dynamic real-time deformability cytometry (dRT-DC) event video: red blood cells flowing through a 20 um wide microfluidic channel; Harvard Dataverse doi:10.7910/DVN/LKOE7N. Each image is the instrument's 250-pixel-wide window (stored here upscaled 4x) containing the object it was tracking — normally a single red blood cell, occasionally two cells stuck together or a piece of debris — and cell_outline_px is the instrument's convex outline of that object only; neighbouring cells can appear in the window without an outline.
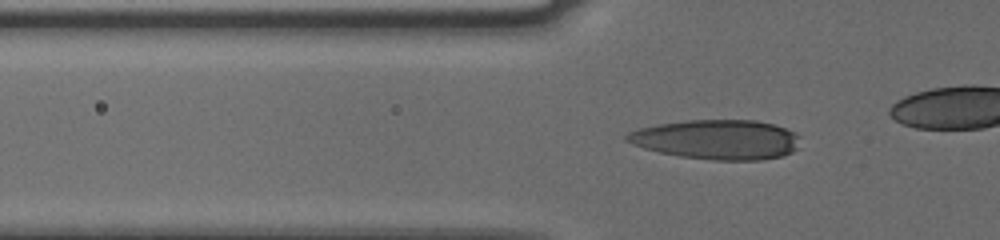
{"species": "human", "species_latin": "Homo sapiens", "temperature_condition": "cold", "stored_images_in_passage": 48, "camera_frame_rate_fps": 3000, "um_per_image_px": 0.085, "donor": {"sex": "male"}, "frame": {"image": 1, "passage_image": 21, "time_ms": 6.667, "image_size_px": [1000, 240], "cell_outline_px": [[800, 136], [796, 148], [792, 152], [780, 156], [760, 160], [712, 160], [680, 156], [660, 152], [644, 148], [632, 144], [624, 140], [624, 136], [628, 132], [640, 128], [660, 124], [688, 120], [756, 120], [772, 124], [784, 128]], "centroid_in_image_um": [60.91, 11.86], "position_along_channel_um": 64.9, "area_um2": 39.82}}
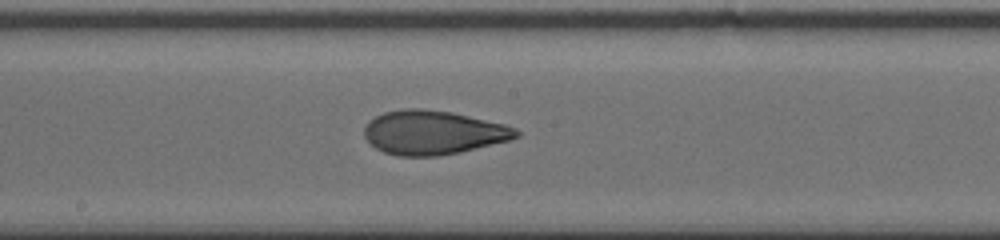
{"frame": {"image": 2, "passage_image": 33, "time_ms": 10.667, "image_size_px": [1000, 240], "cell_outline_px": [[520, 136], [508, 140], [460, 152], [436, 156], [400, 156], [384, 152], [376, 148], [364, 136], [364, 128], [368, 120], [384, 112], [404, 108], [420, 108], [452, 112], [504, 124], [516, 128], [520, 132]], "centroid_in_image_um": [36.8, 11.25], "position_along_channel_um": 211.4, "area_um2": 38.84}}
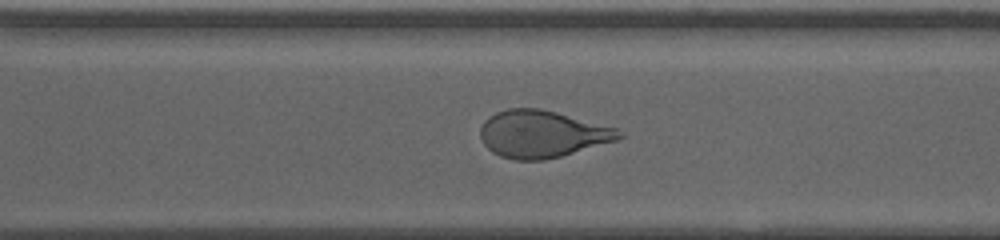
{"frame": {"image": 3, "passage_image": 42, "time_ms": 13.667, "image_size_px": [1000, 240], "cell_outline_px": [[624, 136], [616, 140], [560, 156], [544, 160], [516, 160], [500, 156], [492, 152], [484, 144], [480, 136], [480, 128], [484, 120], [488, 116], [496, 112], [508, 108], [540, 108], [556, 112], [616, 128], [624, 132]], "centroid_in_image_um": [46.04, 11.38], "position_along_channel_um": 324.6, "area_um2": 37.92}}